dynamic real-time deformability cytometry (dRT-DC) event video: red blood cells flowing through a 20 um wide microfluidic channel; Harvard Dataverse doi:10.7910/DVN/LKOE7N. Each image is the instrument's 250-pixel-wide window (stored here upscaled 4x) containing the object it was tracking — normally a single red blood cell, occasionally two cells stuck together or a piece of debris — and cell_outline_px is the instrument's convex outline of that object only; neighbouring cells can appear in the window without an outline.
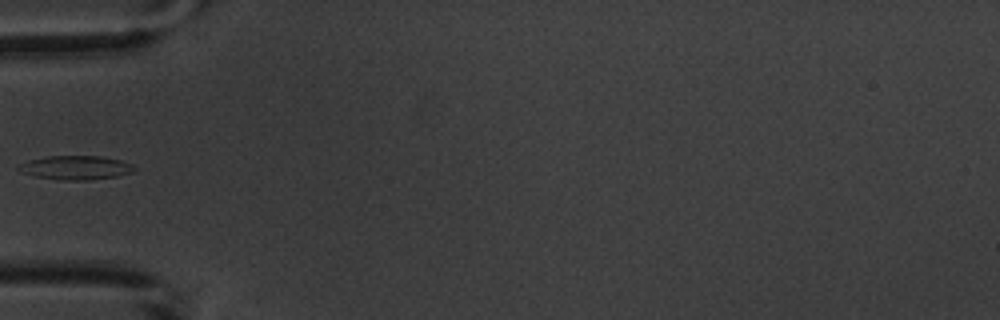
{"species": "common noctule bat (a hibernating species)", "species_latin": "Nyctalus noctula", "temperature_condition": "warm", "stored_images_in_passage": 2, "camera_frame_rate_fps": 3000, "um_per_image_px": 0.085, "animal": {"sex": "male", "body_mass_g": 20.1, "forearm_length_mm": 53.5}, "frame": {"image": 1, "passage_image": 2, "time_ms": 1.333, "image_size_px": [1000, 320], "cell_outline_px": [[136, 172], [116, 176], [88, 180], [56, 180], [32, 176], [20, 172], [16, 168], [20, 164], [28, 160], [48, 156], [100, 156], [120, 160], [132, 164], [136, 168]], "centroid_in_image_um": [6.42, 14.26], "position_along_channel_um": 78.6, "area_um2": 16.36}}